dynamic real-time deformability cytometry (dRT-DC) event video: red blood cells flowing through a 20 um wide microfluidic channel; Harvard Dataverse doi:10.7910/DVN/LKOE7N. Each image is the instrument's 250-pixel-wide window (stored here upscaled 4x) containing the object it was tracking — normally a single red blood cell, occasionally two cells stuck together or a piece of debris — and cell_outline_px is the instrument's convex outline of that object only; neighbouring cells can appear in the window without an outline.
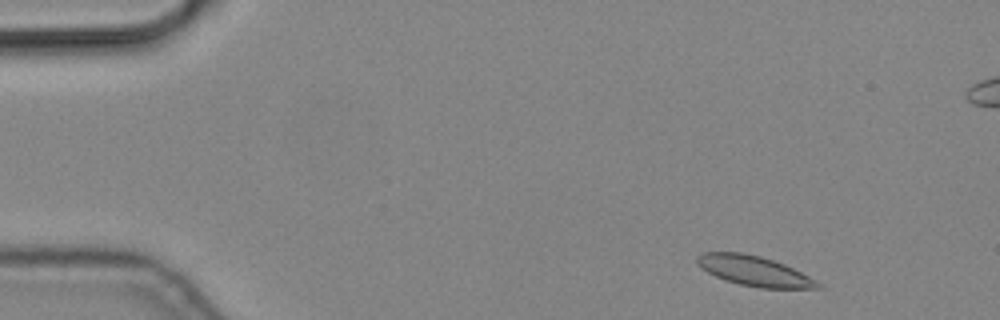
{"species": "common noctule bat (a hibernating species)", "species_latin": "Nyctalus noctula", "temperature_condition": "cold", "stored_images_in_passage": 4, "camera_frame_rate_fps": 3000, "um_per_image_px": 0.085, "animal": {"sex": "male", "body_mass_g": 19.2, "forearm_length_mm": 51.8}, "frame": {"image": 1, "passage_image": 1, "time_ms": 0.0, "image_size_px": [1000, 320], "cell_outline_px": [[820, 288], [760, 288], [740, 284], [724, 280], [700, 268], [696, 264], [696, 256], [704, 252], [740, 252], [760, 256], [784, 264], [816, 280], [820, 284]], "centroid_in_image_um": [64.05, 23.02], "position_along_channel_um": 21.0, "area_um2": 20.92}}